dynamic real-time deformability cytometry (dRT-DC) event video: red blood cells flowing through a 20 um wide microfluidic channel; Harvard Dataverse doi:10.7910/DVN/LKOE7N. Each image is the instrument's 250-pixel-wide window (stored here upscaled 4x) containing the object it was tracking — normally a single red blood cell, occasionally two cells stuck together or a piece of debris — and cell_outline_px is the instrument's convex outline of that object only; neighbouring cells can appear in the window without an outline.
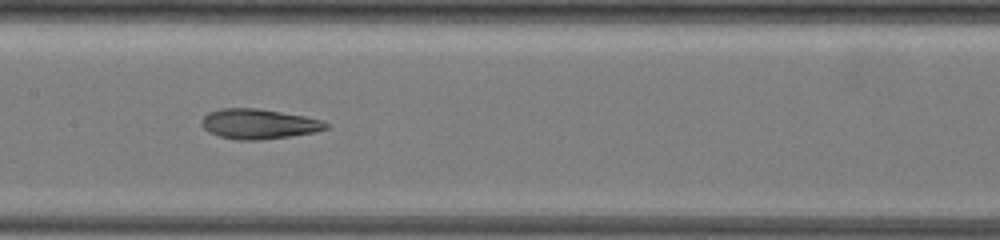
{"species": "common noctule bat (a hibernating species)", "species_latin": "Nyctalus noctula", "temperature_condition": "warm", "stored_images_in_passage": 30, "camera_frame_rate_fps": 3000, "um_per_image_px": 0.085, "animal": {"sex": "female", "body_mass_g": 19.5, "forearm_length_mm": 54.1}, "frame": {"image": 1, "passage_image": 13, "time_ms": 5.0, "image_size_px": [1000, 240], "cell_outline_px": [[328, 128], [316, 132], [260, 140], [236, 140], [220, 136], [208, 132], [200, 124], [200, 120], [208, 112], [220, 108], [256, 108], [304, 116], [324, 120], [328, 124]], "centroid_in_image_um": [21.96, 10.53], "position_along_channel_um": 185.4, "area_um2": 21.79}}
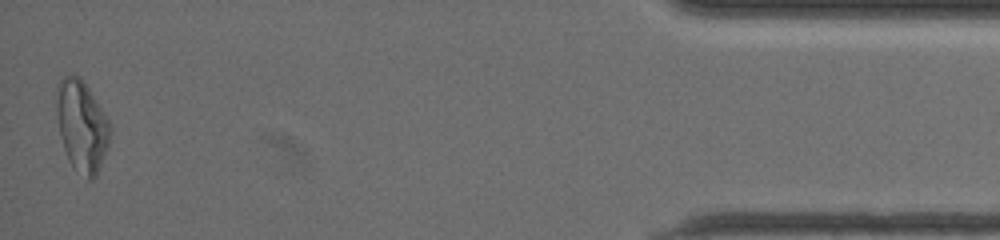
{"frame": {"image": 2, "passage_image": 30, "time_ms": 13.667, "image_size_px": [1000, 240], "cell_outline_px": [[112, 128], [108, 144], [96, 176], [92, 180], [88, 180], [68, 160], [60, 136], [56, 112], [56, 100], [60, 80], [64, 76], [72, 72], [76, 72], [80, 76], [112, 124]], "centroid_in_image_um": [6.96, 10.66], "position_along_channel_um": 428.2, "area_um2": 28.38}, "authors_computed_cell_mechanics": {"area_um2": 22.1374, "velocity_mm_per_s": 3.6243, "shape_relaxation_time_tau1_ms": null, "shape_relaxation_time_tau2_ms": 3.6077, "deformation_change_tau1": null, "deformation_change_tau2": 0.1401}}